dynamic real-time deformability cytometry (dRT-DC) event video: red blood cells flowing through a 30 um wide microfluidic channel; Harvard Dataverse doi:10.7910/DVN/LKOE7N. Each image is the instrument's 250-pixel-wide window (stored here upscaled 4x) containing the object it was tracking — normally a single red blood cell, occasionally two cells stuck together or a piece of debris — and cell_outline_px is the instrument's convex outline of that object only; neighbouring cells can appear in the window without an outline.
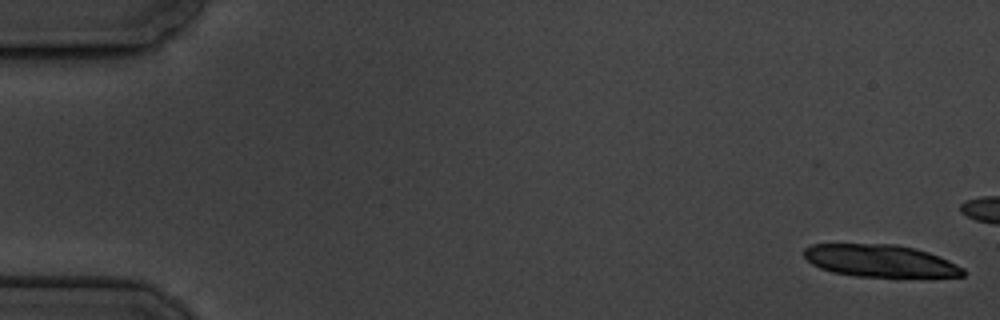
{"species": "common noctule bat (a hibernating species)", "species_latin": "Nyctalus noctula", "temperature_condition": "cold", "stored_images_in_passage": 6, "camera_frame_rate_fps": 3000, "um_per_image_px": 0.085, "animal": {"sex": "male", "body_mass_g": 19.5, "forearm_length_mm": 54.6}, "frame": {"image": 1, "passage_image": 1, "time_ms": 0.0, "image_size_px": [1000, 320], "cell_outline_px": [[964, 276], [900, 280], [896, 280], [856, 276], [832, 272], [820, 268], [812, 264], [804, 256], [804, 248], [812, 244], [896, 244], [916, 248], [928, 252], [948, 260], [964, 268]], "centroid_in_image_um": [74.89, 22.22], "position_along_channel_um": 10.1, "area_um2": 31.27}}